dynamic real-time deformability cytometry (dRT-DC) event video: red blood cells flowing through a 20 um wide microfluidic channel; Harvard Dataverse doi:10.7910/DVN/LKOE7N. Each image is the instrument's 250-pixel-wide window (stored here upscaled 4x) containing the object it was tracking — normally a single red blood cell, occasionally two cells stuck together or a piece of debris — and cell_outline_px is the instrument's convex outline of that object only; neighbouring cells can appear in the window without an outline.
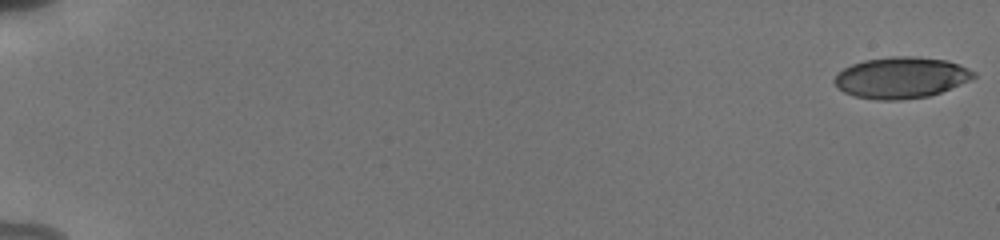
{"species": "human", "species_latin": "Homo sapiens", "temperature_condition": "cold", "stored_images_in_passage": 34, "camera_frame_rate_fps": 3000, "um_per_image_px": 0.085, "donor": {"sex": "male"}, "frame": {"image": 1, "passage_image": 1, "time_ms": 0.0, "image_size_px": [1000, 240], "cell_outline_px": [[976, 76], [960, 84], [940, 92], [928, 96], [900, 100], [876, 100], [856, 96], [844, 92], [836, 88], [832, 80], [844, 68], [852, 64], [864, 60], [892, 56], [916, 56], [948, 60], [960, 64], [976, 72]], "centroid_in_image_um": [76.58, 6.59], "position_along_channel_um": 8.4, "area_um2": 33.52}}
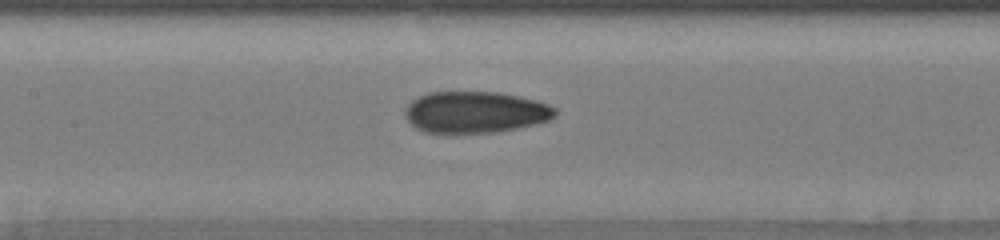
{"frame": {"image": 2, "passage_image": 15, "time_ms": 9.333, "image_size_px": [1000, 240], "cell_outline_px": [[556, 116], [548, 120], [516, 128], [496, 132], [424, 132], [416, 128], [404, 116], [404, 108], [412, 100], [428, 92], [496, 92], [520, 96], [536, 100], [548, 104], [556, 108]], "centroid_in_image_um": [40.38, 9.52], "position_along_channel_um": 167.0, "area_um2": 36.13}}
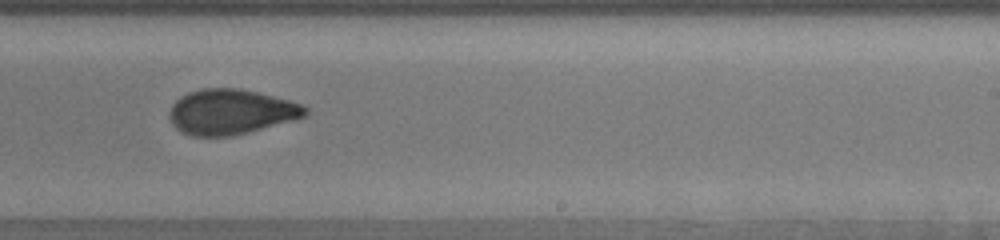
{"frame": {"image": 3, "passage_image": 23, "time_ms": 12.0, "image_size_px": [1000, 240], "cell_outline_px": [[308, 116], [248, 132], [232, 136], [192, 136], [180, 132], [172, 124], [168, 116], [168, 112], [172, 104], [180, 96], [188, 92], [200, 88], [240, 88], [304, 104], [308, 108]], "centroid_in_image_um": [19.6, 9.51], "position_along_channel_um": 269.4, "area_um2": 36.01}, "authors_computed_cell_mechanics": {"area_um2": 35.3736, "velocity_mm_per_s": 3.8533, "shape_relaxation_time_tau1_ms": 5.4797, "shape_relaxation_time_tau2_ms": 1.1169, "deformation_change_tau1": 0.1413, "deformation_change_tau2": 0.0602}}